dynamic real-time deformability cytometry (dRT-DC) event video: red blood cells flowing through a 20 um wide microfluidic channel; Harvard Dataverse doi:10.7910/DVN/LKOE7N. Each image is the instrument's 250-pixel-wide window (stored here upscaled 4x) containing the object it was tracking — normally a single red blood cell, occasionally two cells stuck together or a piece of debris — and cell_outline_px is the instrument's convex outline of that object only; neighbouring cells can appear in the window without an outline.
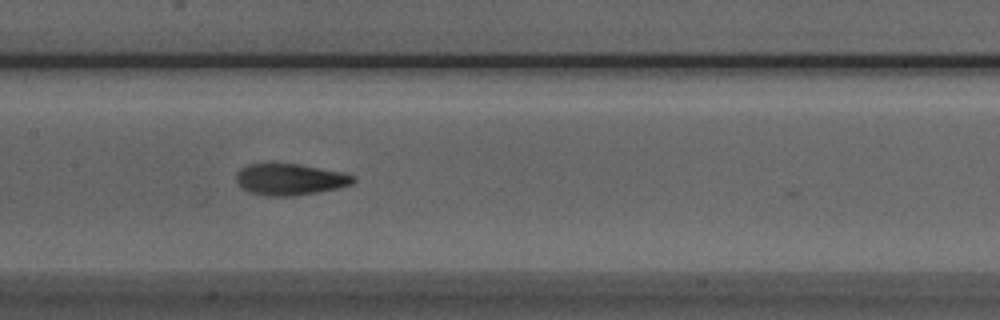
{"species": "Egyptian fruit bat (a non-hibernating species)", "species_latin": "Rousettus aegyptiacus", "temperature_condition": "room temperature", "stored_images_in_passage": 37, "camera_frame_rate_fps": 3000, "um_per_image_px": 0.085, "animal": {"sex": "male"}, "frame": {"image": 1, "passage_image": 24, "time_ms": 7.667, "image_size_px": [1000, 320], "cell_outline_px": [[356, 180], [352, 184], [320, 192], [296, 196], [264, 196], [248, 192], [236, 180], [236, 176], [240, 168], [248, 164], [300, 164], [340, 172], [356, 176]], "centroid_in_image_um": [24.66, 15.26], "position_along_channel_um": 182.7, "area_um2": 21.39}}
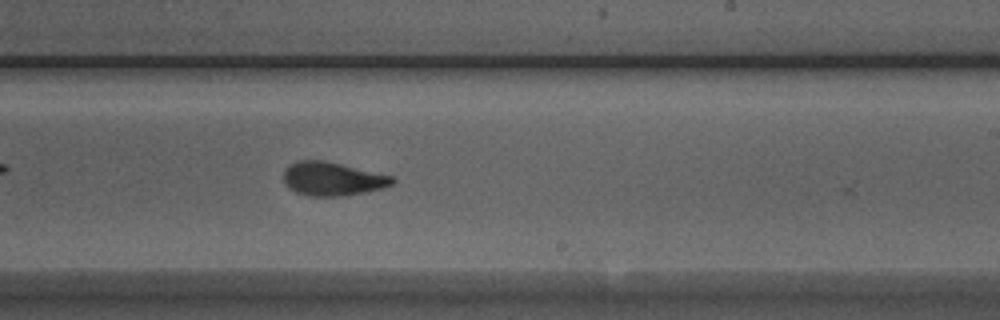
{"frame": {"image": 2, "passage_image": 30, "time_ms": 9.667, "image_size_px": [1000, 320], "cell_outline_px": [[396, 180], [392, 184], [380, 188], [364, 192], [340, 196], [308, 196], [296, 192], [288, 188], [284, 184], [284, 168], [288, 164], [296, 160], [324, 160], [392, 176]], "centroid_in_image_um": [28.18, 15.19], "position_along_channel_um": 260.8, "area_um2": 21.27}}
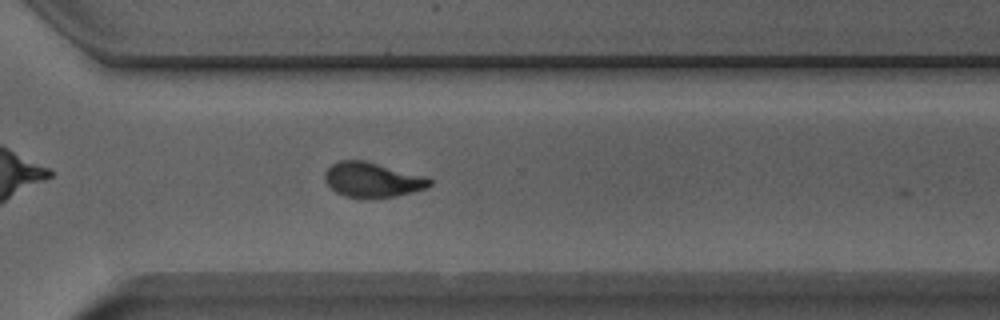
{"frame": {"image": 3, "passage_image": 36, "time_ms": 11.667, "image_size_px": [1000, 320], "cell_outline_px": [[432, 184], [428, 188], [396, 196], [344, 196], [336, 192], [324, 180], [324, 172], [332, 164], [340, 160], [364, 160], [428, 176], [432, 180]], "centroid_in_image_um": [31.69, 15.25], "position_along_channel_um": 338.9, "area_um2": 21.1}}